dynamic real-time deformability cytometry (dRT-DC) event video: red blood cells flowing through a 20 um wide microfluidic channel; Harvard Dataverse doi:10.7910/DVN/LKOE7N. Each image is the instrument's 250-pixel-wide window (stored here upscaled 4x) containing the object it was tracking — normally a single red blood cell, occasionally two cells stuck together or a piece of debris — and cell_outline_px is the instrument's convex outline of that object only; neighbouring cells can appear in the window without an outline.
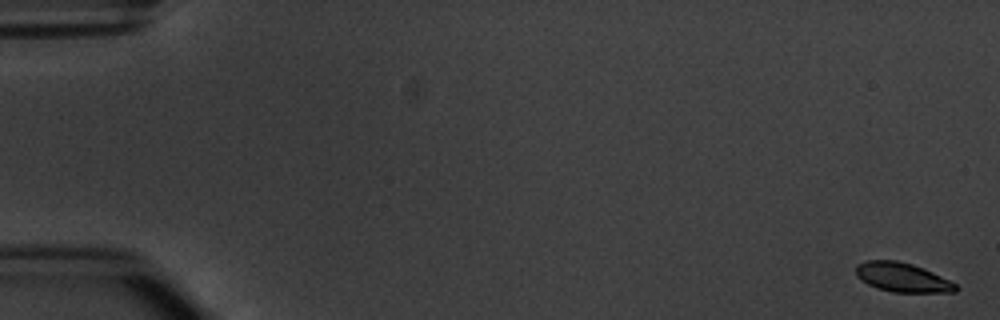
{"species": "common noctule bat (a hibernating species)", "species_latin": "Nyctalus noctula", "temperature_condition": "warm", "stored_images_in_passage": 5, "camera_frame_rate_fps": 3000, "um_per_image_px": 0.085, "animal": {"sex": "male", "body_mass_g": 20.1, "forearm_length_mm": 53.5}, "frame": {"image": 1, "passage_image": 1, "time_ms": 0.0, "image_size_px": [1000, 320], "cell_outline_px": [[960, 288], [956, 292], [892, 292], [876, 288], [868, 284], [856, 276], [856, 264], [864, 260], [896, 260], [912, 264], [924, 268], [956, 284]], "centroid_in_image_um": [76.68, 23.57], "position_along_channel_um": 8.3, "area_um2": 17.05}}